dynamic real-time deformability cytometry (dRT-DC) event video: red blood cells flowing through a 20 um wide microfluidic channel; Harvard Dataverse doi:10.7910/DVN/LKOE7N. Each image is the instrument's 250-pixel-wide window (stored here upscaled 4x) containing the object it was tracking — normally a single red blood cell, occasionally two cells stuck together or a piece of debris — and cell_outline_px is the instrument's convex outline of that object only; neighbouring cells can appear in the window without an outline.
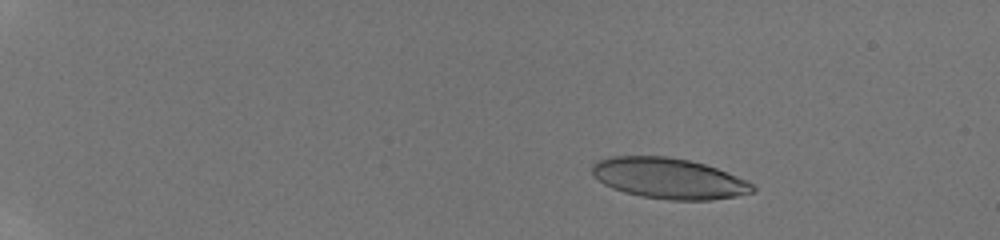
{"species": "human", "species_latin": "Homo sapiens", "temperature_condition": "room temperature", "stored_images_in_passage": 54, "camera_frame_rate_fps": 3000, "um_per_image_px": 0.085, "donor": {"sex": "male"}, "frame": {"image": 1, "passage_image": 11, "time_ms": 3.333, "image_size_px": [1000, 240], "cell_outline_px": [[756, 188], [752, 192], [736, 196], [712, 200], [668, 200], [640, 196], [624, 192], [612, 188], [604, 184], [592, 172], [592, 164], [596, 160], [612, 156], [668, 156], [688, 160], [704, 164], [716, 168], [748, 180]], "centroid_in_image_um": [56.85, 15.16], "position_along_channel_um": 28.1, "area_um2": 38.09}}
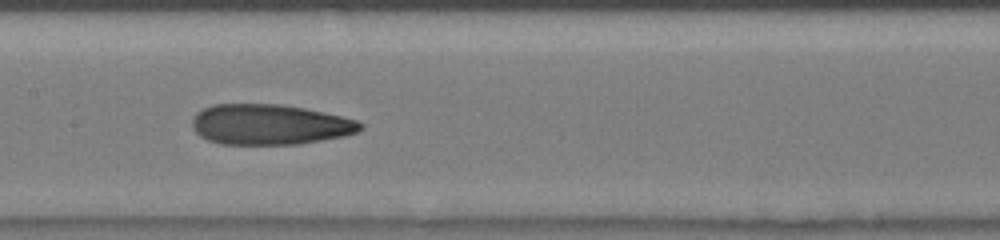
{"frame": {"image": 2, "passage_image": 32, "time_ms": 10.333, "image_size_px": [1000, 240], "cell_outline_px": [[364, 128], [356, 132], [344, 136], [300, 144], [220, 144], [208, 140], [200, 136], [192, 128], [192, 120], [196, 112], [212, 104], [280, 104], [304, 108], [324, 112], [356, 120], [364, 124]], "centroid_in_image_um": [22.91, 10.58], "position_along_channel_um": 184.5, "area_um2": 39.71}}
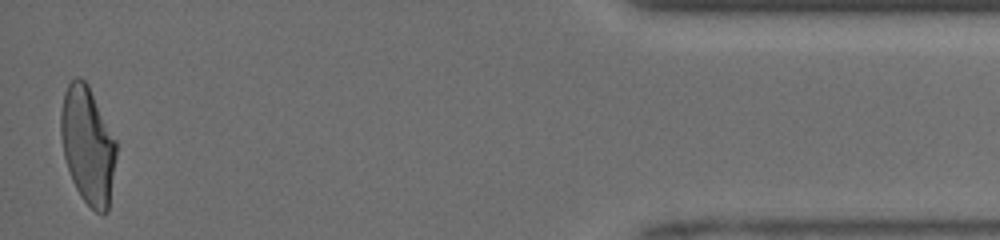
{"frame": {"image": 3, "passage_image": 54, "time_ms": 17.667, "image_size_px": [1000, 240], "cell_outline_px": [[116, 156], [108, 212], [104, 216], [96, 212], [80, 196], [72, 180], [64, 156], [60, 136], [60, 112], [64, 92], [68, 84], [76, 76], [84, 80], [88, 84], [116, 140]], "centroid_in_image_um": [7.45, 12.35], "position_along_channel_um": 427.7, "area_um2": 37.92}, "authors_computed_cell_mechanics": {"area_um2": 38.8416, "velocity_mm_per_s": 4.1302, "shape_relaxation_time_tau1_ms": 7.7401, "shape_relaxation_time_tau2_ms": 1.4218, "deformation_change_tau1": 0.2525, "deformation_change_tau2": 0.0941}}